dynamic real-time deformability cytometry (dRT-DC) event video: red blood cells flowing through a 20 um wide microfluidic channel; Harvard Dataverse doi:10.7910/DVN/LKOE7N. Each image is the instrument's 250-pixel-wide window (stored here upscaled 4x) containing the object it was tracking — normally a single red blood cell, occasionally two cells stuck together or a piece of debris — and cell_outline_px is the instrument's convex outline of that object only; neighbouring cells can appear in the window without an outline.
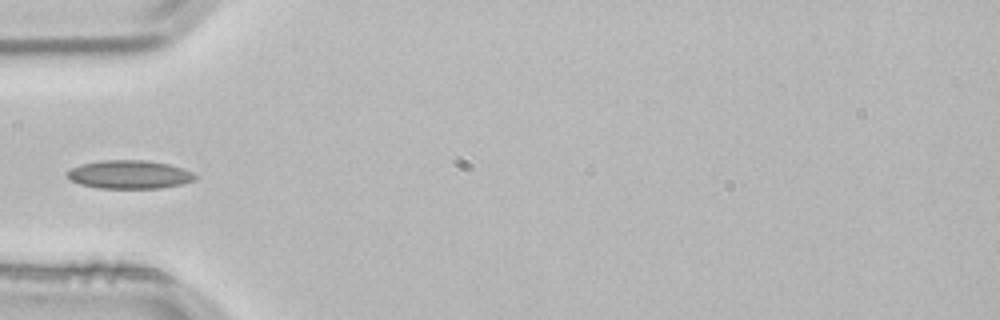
{"species": "common noctule bat (a hibernating species)", "species_latin": "Nyctalus noctula", "temperature_condition": "room temperature", "stored_images_in_passage": 3, "camera_frame_rate_fps": 3000, "um_per_image_px": 0.085, "animal": {"sex": "male", "body_mass_g": 21.5, "forearm_length_mm": 52.0}, "frame": {"image": 1, "passage_image": 3, "time_ms": 0.667, "image_size_px": [1000, 320], "cell_outline_px": [[196, 180], [180, 184], [160, 188], [96, 188], [80, 184], [72, 180], [64, 172], [80, 164], [100, 160], [140, 160], [168, 164], [192, 172], [196, 176]], "centroid_in_image_um": [10.96, 14.83], "position_along_channel_um": 74.0, "area_um2": 21.04}}